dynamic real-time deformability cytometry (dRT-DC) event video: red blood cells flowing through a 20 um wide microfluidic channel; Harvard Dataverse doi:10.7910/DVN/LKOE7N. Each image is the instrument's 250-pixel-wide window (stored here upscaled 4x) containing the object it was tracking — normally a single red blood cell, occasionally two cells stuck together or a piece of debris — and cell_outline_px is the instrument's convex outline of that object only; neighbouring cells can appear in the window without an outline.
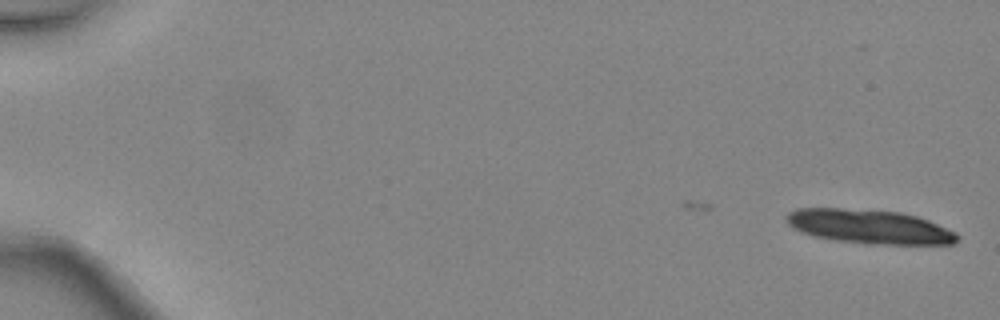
{"species": "common noctule bat (a hibernating species)", "species_latin": "Nyctalus noctula", "temperature_condition": "warm", "stored_images_in_passage": 3, "camera_frame_rate_fps": 3000, "um_per_image_px": 0.085, "animal": {"sex": "female", "body_mass_g": 24.6, "forearm_length_mm": 56.2}, "frame": {"image": 1, "passage_image": 3, "time_ms": 0.667, "image_size_px": [1000, 320], "cell_outline_px": [[960, 240], [952, 244], [868, 244], [836, 240], [816, 236], [804, 232], [788, 224], [784, 220], [784, 216], [788, 212], [796, 208], [840, 208], [900, 212], [916, 216], [928, 220], [956, 232], [960, 236]], "centroid_in_image_um": [73.91, 19.26], "position_along_channel_um": 11.1, "area_um2": 33.87}}